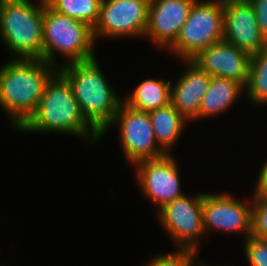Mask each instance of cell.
<instances>
[{"label":"cell","mask_w":267,"mask_h":266,"mask_svg":"<svg viewBox=\"0 0 267 266\" xmlns=\"http://www.w3.org/2000/svg\"><path fill=\"white\" fill-rule=\"evenodd\" d=\"M18 130L70 134L92 144L101 139L84 118L70 82L59 70L48 80L36 111Z\"/></svg>","instance_id":"6da1fadb"},{"label":"cell","mask_w":267,"mask_h":266,"mask_svg":"<svg viewBox=\"0 0 267 266\" xmlns=\"http://www.w3.org/2000/svg\"><path fill=\"white\" fill-rule=\"evenodd\" d=\"M57 70L41 59L11 58L0 66V106L17 131L36 111L48 80Z\"/></svg>","instance_id":"7a4b0ae2"},{"label":"cell","mask_w":267,"mask_h":266,"mask_svg":"<svg viewBox=\"0 0 267 266\" xmlns=\"http://www.w3.org/2000/svg\"><path fill=\"white\" fill-rule=\"evenodd\" d=\"M98 59L69 63L58 70L67 78L86 121L101 135L111 124L123 100L111 87Z\"/></svg>","instance_id":"3957f363"},{"label":"cell","mask_w":267,"mask_h":266,"mask_svg":"<svg viewBox=\"0 0 267 266\" xmlns=\"http://www.w3.org/2000/svg\"><path fill=\"white\" fill-rule=\"evenodd\" d=\"M38 3L33 4L31 0H0V38L12 58H43L46 0Z\"/></svg>","instance_id":"277c9868"},{"label":"cell","mask_w":267,"mask_h":266,"mask_svg":"<svg viewBox=\"0 0 267 266\" xmlns=\"http://www.w3.org/2000/svg\"><path fill=\"white\" fill-rule=\"evenodd\" d=\"M93 28L85 22L67 17L54 11L47 3L44 6L43 58L59 68L56 54L65 59V65L95 58Z\"/></svg>","instance_id":"5b68a950"},{"label":"cell","mask_w":267,"mask_h":266,"mask_svg":"<svg viewBox=\"0 0 267 266\" xmlns=\"http://www.w3.org/2000/svg\"><path fill=\"white\" fill-rule=\"evenodd\" d=\"M223 38V0H195L178 38L168 50L181 61L192 60Z\"/></svg>","instance_id":"8992f818"},{"label":"cell","mask_w":267,"mask_h":266,"mask_svg":"<svg viewBox=\"0 0 267 266\" xmlns=\"http://www.w3.org/2000/svg\"><path fill=\"white\" fill-rule=\"evenodd\" d=\"M119 127L121 149L128 163L136 164L142 160L155 159L166 155L156 142L149 113L136 110L121 103L110 126L101 134H106L111 126Z\"/></svg>","instance_id":"52a82bcc"},{"label":"cell","mask_w":267,"mask_h":266,"mask_svg":"<svg viewBox=\"0 0 267 266\" xmlns=\"http://www.w3.org/2000/svg\"><path fill=\"white\" fill-rule=\"evenodd\" d=\"M157 217L161 227L175 241L177 249L198 252L200 238L205 235L202 193L175 199L162 207Z\"/></svg>","instance_id":"ba28073f"},{"label":"cell","mask_w":267,"mask_h":266,"mask_svg":"<svg viewBox=\"0 0 267 266\" xmlns=\"http://www.w3.org/2000/svg\"><path fill=\"white\" fill-rule=\"evenodd\" d=\"M150 0H102L99 18L93 28L95 42L98 37H143L148 23Z\"/></svg>","instance_id":"9c48e42d"},{"label":"cell","mask_w":267,"mask_h":266,"mask_svg":"<svg viewBox=\"0 0 267 266\" xmlns=\"http://www.w3.org/2000/svg\"><path fill=\"white\" fill-rule=\"evenodd\" d=\"M172 154L134 164L138 187L157 207L184 196L181 190L178 161Z\"/></svg>","instance_id":"30bf717a"},{"label":"cell","mask_w":267,"mask_h":266,"mask_svg":"<svg viewBox=\"0 0 267 266\" xmlns=\"http://www.w3.org/2000/svg\"><path fill=\"white\" fill-rule=\"evenodd\" d=\"M245 204L229 193H202L203 227L205 236L211 230L252 236V200Z\"/></svg>","instance_id":"8fae6325"},{"label":"cell","mask_w":267,"mask_h":266,"mask_svg":"<svg viewBox=\"0 0 267 266\" xmlns=\"http://www.w3.org/2000/svg\"><path fill=\"white\" fill-rule=\"evenodd\" d=\"M224 40L250 55L267 49L248 0H223Z\"/></svg>","instance_id":"7c38bea8"},{"label":"cell","mask_w":267,"mask_h":266,"mask_svg":"<svg viewBox=\"0 0 267 266\" xmlns=\"http://www.w3.org/2000/svg\"><path fill=\"white\" fill-rule=\"evenodd\" d=\"M195 0H150L144 37L169 49L178 38Z\"/></svg>","instance_id":"4fadbf2b"},{"label":"cell","mask_w":267,"mask_h":266,"mask_svg":"<svg viewBox=\"0 0 267 266\" xmlns=\"http://www.w3.org/2000/svg\"><path fill=\"white\" fill-rule=\"evenodd\" d=\"M251 55L224 39L199 52L191 61L211 77L247 84Z\"/></svg>","instance_id":"5bb4252c"},{"label":"cell","mask_w":267,"mask_h":266,"mask_svg":"<svg viewBox=\"0 0 267 266\" xmlns=\"http://www.w3.org/2000/svg\"><path fill=\"white\" fill-rule=\"evenodd\" d=\"M188 68L171 84V104L188 121L199 120L200 105L209 88L211 76L191 60H183Z\"/></svg>","instance_id":"9a60e30c"},{"label":"cell","mask_w":267,"mask_h":266,"mask_svg":"<svg viewBox=\"0 0 267 266\" xmlns=\"http://www.w3.org/2000/svg\"><path fill=\"white\" fill-rule=\"evenodd\" d=\"M243 91L244 87L234 80L211 77L209 88L200 105L199 120L214 118V116L224 113L238 101Z\"/></svg>","instance_id":"2e32d148"},{"label":"cell","mask_w":267,"mask_h":266,"mask_svg":"<svg viewBox=\"0 0 267 266\" xmlns=\"http://www.w3.org/2000/svg\"><path fill=\"white\" fill-rule=\"evenodd\" d=\"M149 117L156 142L166 154H171L172 150L170 149H173L175 143L180 139L188 121L171 103L149 112Z\"/></svg>","instance_id":"e0dca14e"},{"label":"cell","mask_w":267,"mask_h":266,"mask_svg":"<svg viewBox=\"0 0 267 266\" xmlns=\"http://www.w3.org/2000/svg\"><path fill=\"white\" fill-rule=\"evenodd\" d=\"M171 81L160 78L144 79L123 99L128 106L147 113L171 103Z\"/></svg>","instance_id":"ac0fdd59"},{"label":"cell","mask_w":267,"mask_h":266,"mask_svg":"<svg viewBox=\"0 0 267 266\" xmlns=\"http://www.w3.org/2000/svg\"><path fill=\"white\" fill-rule=\"evenodd\" d=\"M244 90L252 105H267V49L251 55L248 81Z\"/></svg>","instance_id":"d6986e66"},{"label":"cell","mask_w":267,"mask_h":266,"mask_svg":"<svg viewBox=\"0 0 267 266\" xmlns=\"http://www.w3.org/2000/svg\"><path fill=\"white\" fill-rule=\"evenodd\" d=\"M102 0H46L56 12L67 17L85 22L94 28L99 18Z\"/></svg>","instance_id":"ffe728a7"},{"label":"cell","mask_w":267,"mask_h":266,"mask_svg":"<svg viewBox=\"0 0 267 266\" xmlns=\"http://www.w3.org/2000/svg\"><path fill=\"white\" fill-rule=\"evenodd\" d=\"M196 256V251L176 249V251L171 253L156 255L147 262L146 266H199L202 261L196 258ZM196 259L198 260L195 261Z\"/></svg>","instance_id":"44dd1931"},{"label":"cell","mask_w":267,"mask_h":266,"mask_svg":"<svg viewBox=\"0 0 267 266\" xmlns=\"http://www.w3.org/2000/svg\"><path fill=\"white\" fill-rule=\"evenodd\" d=\"M252 198V236L267 240V197L253 194Z\"/></svg>","instance_id":"7402d4cb"},{"label":"cell","mask_w":267,"mask_h":266,"mask_svg":"<svg viewBox=\"0 0 267 266\" xmlns=\"http://www.w3.org/2000/svg\"><path fill=\"white\" fill-rule=\"evenodd\" d=\"M244 242L245 257L250 266H267V240L249 236Z\"/></svg>","instance_id":"603a6c76"},{"label":"cell","mask_w":267,"mask_h":266,"mask_svg":"<svg viewBox=\"0 0 267 266\" xmlns=\"http://www.w3.org/2000/svg\"><path fill=\"white\" fill-rule=\"evenodd\" d=\"M256 15L262 36L267 41V0H248Z\"/></svg>","instance_id":"cb8c5ba5"},{"label":"cell","mask_w":267,"mask_h":266,"mask_svg":"<svg viewBox=\"0 0 267 266\" xmlns=\"http://www.w3.org/2000/svg\"><path fill=\"white\" fill-rule=\"evenodd\" d=\"M257 177L256 188H254L255 191L253 192L263 197H267V160L262 165Z\"/></svg>","instance_id":"d4e9b609"}]
</instances>
